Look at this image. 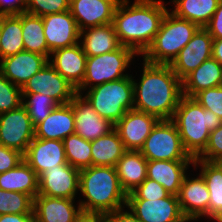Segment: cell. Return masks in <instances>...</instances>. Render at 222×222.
I'll return each mask as SVG.
<instances>
[{"instance_id":"1f68e13d","label":"cell","mask_w":222,"mask_h":222,"mask_svg":"<svg viewBox=\"0 0 222 222\" xmlns=\"http://www.w3.org/2000/svg\"><path fill=\"white\" fill-rule=\"evenodd\" d=\"M21 13L0 15V60L24 50Z\"/></svg>"},{"instance_id":"8d00e7d4","label":"cell","mask_w":222,"mask_h":222,"mask_svg":"<svg viewBox=\"0 0 222 222\" xmlns=\"http://www.w3.org/2000/svg\"><path fill=\"white\" fill-rule=\"evenodd\" d=\"M22 99L21 87L0 73V113L18 108L22 104Z\"/></svg>"},{"instance_id":"52a82bcc","label":"cell","mask_w":222,"mask_h":222,"mask_svg":"<svg viewBox=\"0 0 222 222\" xmlns=\"http://www.w3.org/2000/svg\"><path fill=\"white\" fill-rule=\"evenodd\" d=\"M136 57L139 61V55L126 46H121L113 52L87 57L85 77L76 89L77 93L82 94L86 89L130 76L132 64L134 69L137 62Z\"/></svg>"},{"instance_id":"277c9868","label":"cell","mask_w":222,"mask_h":222,"mask_svg":"<svg viewBox=\"0 0 222 222\" xmlns=\"http://www.w3.org/2000/svg\"><path fill=\"white\" fill-rule=\"evenodd\" d=\"M172 121L177 126L185 150L193 159L205 150L210 132L222 124V119L216 114L186 96L180 98Z\"/></svg>"},{"instance_id":"d4e9b609","label":"cell","mask_w":222,"mask_h":222,"mask_svg":"<svg viewBox=\"0 0 222 222\" xmlns=\"http://www.w3.org/2000/svg\"><path fill=\"white\" fill-rule=\"evenodd\" d=\"M79 43L87 57L113 52L122 46L113 23L89 27L80 31Z\"/></svg>"},{"instance_id":"2e32d148","label":"cell","mask_w":222,"mask_h":222,"mask_svg":"<svg viewBox=\"0 0 222 222\" xmlns=\"http://www.w3.org/2000/svg\"><path fill=\"white\" fill-rule=\"evenodd\" d=\"M42 20L49 58L53 51L79 43L80 30L70 11L48 14Z\"/></svg>"},{"instance_id":"4316f807","label":"cell","mask_w":222,"mask_h":222,"mask_svg":"<svg viewBox=\"0 0 222 222\" xmlns=\"http://www.w3.org/2000/svg\"><path fill=\"white\" fill-rule=\"evenodd\" d=\"M221 76L222 65L210 57L182 80V94L193 98L202 90L218 87Z\"/></svg>"},{"instance_id":"603a6c76","label":"cell","mask_w":222,"mask_h":222,"mask_svg":"<svg viewBox=\"0 0 222 222\" xmlns=\"http://www.w3.org/2000/svg\"><path fill=\"white\" fill-rule=\"evenodd\" d=\"M193 166L194 160H148L147 178L155 180L167 192L177 196L185 176Z\"/></svg>"},{"instance_id":"4dcf8cb0","label":"cell","mask_w":222,"mask_h":222,"mask_svg":"<svg viewBox=\"0 0 222 222\" xmlns=\"http://www.w3.org/2000/svg\"><path fill=\"white\" fill-rule=\"evenodd\" d=\"M126 149L115 129L91 141L92 166L115 167Z\"/></svg>"},{"instance_id":"44dd1931","label":"cell","mask_w":222,"mask_h":222,"mask_svg":"<svg viewBox=\"0 0 222 222\" xmlns=\"http://www.w3.org/2000/svg\"><path fill=\"white\" fill-rule=\"evenodd\" d=\"M80 211L81 207L77 199L39 194L33 198L34 222H74Z\"/></svg>"},{"instance_id":"6da1fadb","label":"cell","mask_w":222,"mask_h":222,"mask_svg":"<svg viewBox=\"0 0 222 222\" xmlns=\"http://www.w3.org/2000/svg\"><path fill=\"white\" fill-rule=\"evenodd\" d=\"M140 59L138 76L132 72L134 110L172 120L182 94V80L170 65L151 64ZM142 60V62H141ZM136 76L137 79H136Z\"/></svg>"},{"instance_id":"f1b7e54d","label":"cell","mask_w":222,"mask_h":222,"mask_svg":"<svg viewBox=\"0 0 222 222\" xmlns=\"http://www.w3.org/2000/svg\"><path fill=\"white\" fill-rule=\"evenodd\" d=\"M0 189L22 192L33 199L38 194V176L36 172L22 160L15 168L0 173Z\"/></svg>"},{"instance_id":"8992f818","label":"cell","mask_w":222,"mask_h":222,"mask_svg":"<svg viewBox=\"0 0 222 222\" xmlns=\"http://www.w3.org/2000/svg\"><path fill=\"white\" fill-rule=\"evenodd\" d=\"M81 95L102 118L114 125L134 109L132 75L86 89Z\"/></svg>"},{"instance_id":"d590c367","label":"cell","mask_w":222,"mask_h":222,"mask_svg":"<svg viewBox=\"0 0 222 222\" xmlns=\"http://www.w3.org/2000/svg\"><path fill=\"white\" fill-rule=\"evenodd\" d=\"M33 214V199L22 192L0 189V215Z\"/></svg>"},{"instance_id":"ba28073f","label":"cell","mask_w":222,"mask_h":222,"mask_svg":"<svg viewBox=\"0 0 222 222\" xmlns=\"http://www.w3.org/2000/svg\"><path fill=\"white\" fill-rule=\"evenodd\" d=\"M139 151L147 160H194L172 120H159Z\"/></svg>"},{"instance_id":"836d02e7","label":"cell","mask_w":222,"mask_h":222,"mask_svg":"<svg viewBox=\"0 0 222 222\" xmlns=\"http://www.w3.org/2000/svg\"><path fill=\"white\" fill-rule=\"evenodd\" d=\"M67 162L81 170L92 166L91 141L72 134L63 140Z\"/></svg>"},{"instance_id":"484cf974","label":"cell","mask_w":222,"mask_h":222,"mask_svg":"<svg viewBox=\"0 0 222 222\" xmlns=\"http://www.w3.org/2000/svg\"><path fill=\"white\" fill-rule=\"evenodd\" d=\"M148 160L140 151L126 150L115 169L120 185L126 194L135 190L147 178Z\"/></svg>"},{"instance_id":"5bb4252c","label":"cell","mask_w":222,"mask_h":222,"mask_svg":"<svg viewBox=\"0 0 222 222\" xmlns=\"http://www.w3.org/2000/svg\"><path fill=\"white\" fill-rule=\"evenodd\" d=\"M213 38L205 28H199L190 42L170 64L174 73L183 80L205 60L212 57Z\"/></svg>"},{"instance_id":"f6af8a7d","label":"cell","mask_w":222,"mask_h":222,"mask_svg":"<svg viewBox=\"0 0 222 222\" xmlns=\"http://www.w3.org/2000/svg\"><path fill=\"white\" fill-rule=\"evenodd\" d=\"M25 12V0H0V15H18Z\"/></svg>"},{"instance_id":"c3c4849f","label":"cell","mask_w":222,"mask_h":222,"mask_svg":"<svg viewBox=\"0 0 222 222\" xmlns=\"http://www.w3.org/2000/svg\"><path fill=\"white\" fill-rule=\"evenodd\" d=\"M212 57L222 65V39H213Z\"/></svg>"},{"instance_id":"b9f144b4","label":"cell","mask_w":222,"mask_h":222,"mask_svg":"<svg viewBox=\"0 0 222 222\" xmlns=\"http://www.w3.org/2000/svg\"><path fill=\"white\" fill-rule=\"evenodd\" d=\"M23 160V154L0 143V173L15 168Z\"/></svg>"},{"instance_id":"cb8c5ba5","label":"cell","mask_w":222,"mask_h":222,"mask_svg":"<svg viewBox=\"0 0 222 222\" xmlns=\"http://www.w3.org/2000/svg\"><path fill=\"white\" fill-rule=\"evenodd\" d=\"M35 138L63 141L75 134V117L70 103L58 104L50 114L34 127Z\"/></svg>"},{"instance_id":"d6a6232c","label":"cell","mask_w":222,"mask_h":222,"mask_svg":"<svg viewBox=\"0 0 222 222\" xmlns=\"http://www.w3.org/2000/svg\"><path fill=\"white\" fill-rule=\"evenodd\" d=\"M21 25L24 50L41 54L49 59L42 17L27 12L21 13Z\"/></svg>"},{"instance_id":"bcb514c9","label":"cell","mask_w":222,"mask_h":222,"mask_svg":"<svg viewBox=\"0 0 222 222\" xmlns=\"http://www.w3.org/2000/svg\"><path fill=\"white\" fill-rule=\"evenodd\" d=\"M74 222H106L105 214L81 210Z\"/></svg>"},{"instance_id":"e575fe53","label":"cell","mask_w":222,"mask_h":222,"mask_svg":"<svg viewBox=\"0 0 222 222\" xmlns=\"http://www.w3.org/2000/svg\"><path fill=\"white\" fill-rule=\"evenodd\" d=\"M22 97V104L26 107L34 127L58 105L53 98L39 93H22Z\"/></svg>"},{"instance_id":"ac0fdd59","label":"cell","mask_w":222,"mask_h":222,"mask_svg":"<svg viewBox=\"0 0 222 222\" xmlns=\"http://www.w3.org/2000/svg\"><path fill=\"white\" fill-rule=\"evenodd\" d=\"M23 160L39 177L45 170L67 164L63 141L33 138Z\"/></svg>"},{"instance_id":"ee69618b","label":"cell","mask_w":222,"mask_h":222,"mask_svg":"<svg viewBox=\"0 0 222 222\" xmlns=\"http://www.w3.org/2000/svg\"><path fill=\"white\" fill-rule=\"evenodd\" d=\"M105 220L106 222H143L127 206L105 214Z\"/></svg>"},{"instance_id":"7c38bea8","label":"cell","mask_w":222,"mask_h":222,"mask_svg":"<svg viewBox=\"0 0 222 222\" xmlns=\"http://www.w3.org/2000/svg\"><path fill=\"white\" fill-rule=\"evenodd\" d=\"M126 206L143 222H189L176 195L162 199H127Z\"/></svg>"},{"instance_id":"ab89813d","label":"cell","mask_w":222,"mask_h":222,"mask_svg":"<svg viewBox=\"0 0 222 222\" xmlns=\"http://www.w3.org/2000/svg\"><path fill=\"white\" fill-rule=\"evenodd\" d=\"M206 110L222 119V87H214L198 92L193 97Z\"/></svg>"},{"instance_id":"9a60e30c","label":"cell","mask_w":222,"mask_h":222,"mask_svg":"<svg viewBox=\"0 0 222 222\" xmlns=\"http://www.w3.org/2000/svg\"><path fill=\"white\" fill-rule=\"evenodd\" d=\"M159 119L151 114L129 110L114 125L126 150L139 151Z\"/></svg>"},{"instance_id":"681fc988","label":"cell","mask_w":222,"mask_h":222,"mask_svg":"<svg viewBox=\"0 0 222 222\" xmlns=\"http://www.w3.org/2000/svg\"><path fill=\"white\" fill-rule=\"evenodd\" d=\"M222 222V211H220L218 214H216L210 222Z\"/></svg>"},{"instance_id":"816d5d0a","label":"cell","mask_w":222,"mask_h":222,"mask_svg":"<svg viewBox=\"0 0 222 222\" xmlns=\"http://www.w3.org/2000/svg\"><path fill=\"white\" fill-rule=\"evenodd\" d=\"M222 167V160L217 162Z\"/></svg>"},{"instance_id":"5b68a950","label":"cell","mask_w":222,"mask_h":222,"mask_svg":"<svg viewBox=\"0 0 222 222\" xmlns=\"http://www.w3.org/2000/svg\"><path fill=\"white\" fill-rule=\"evenodd\" d=\"M199 28L168 10L151 45L140 57L147 63L170 65Z\"/></svg>"},{"instance_id":"8fae6325","label":"cell","mask_w":222,"mask_h":222,"mask_svg":"<svg viewBox=\"0 0 222 222\" xmlns=\"http://www.w3.org/2000/svg\"><path fill=\"white\" fill-rule=\"evenodd\" d=\"M80 170L69 163L45 170L38 177V194L78 199ZM77 197V198H76Z\"/></svg>"},{"instance_id":"d6986e66","label":"cell","mask_w":222,"mask_h":222,"mask_svg":"<svg viewBox=\"0 0 222 222\" xmlns=\"http://www.w3.org/2000/svg\"><path fill=\"white\" fill-rule=\"evenodd\" d=\"M49 59L26 50L0 60V73L16 86L23 87L27 81L47 65Z\"/></svg>"},{"instance_id":"7402d4cb","label":"cell","mask_w":222,"mask_h":222,"mask_svg":"<svg viewBox=\"0 0 222 222\" xmlns=\"http://www.w3.org/2000/svg\"><path fill=\"white\" fill-rule=\"evenodd\" d=\"M87 56L80 43L53 51L49 63L76 89L82 84L86 73Z\"/></svg>"},{"instance_id":"7a4b0ae2","label":"cell","mask_w":222,"mask_h":222,"mask_svg":"<svg viewBox=\"0 0 222 222\" xmlns=\"http://www.w3.org/2000/svg\"><path fill=\"white\" fill-rule=\"evenodd\" d=\"M120 0L113 26L122 46L141 56L151 45L161 22L169 10L165 0Z\"/></svg>"},{"instance_id":"9c48e42d","label":"cell","mask_w":222,"mask_h":222,"mask_svg":"<svg viewBox=\"0 0 222 222\" xmlns=\"http://www.w3.org/2000/svg\"><path fill=\"white\" fill-rule=\"evenodd\" d=\"M34 137V126L23 104L0 113V143L3 146L24 155Z\"/></svg>"},{"instance_id":"f35d334b","label":"cell","mask_w":222,"mask_h":222,"mask_svg":"<svg viewBox=\"0 0 222 222\" xmlns=\"http://www.w3.org/2000/svg\"><path fill=\"white\" fill-rule=\"evenodd\" d=\"M169 195L170 193L161 184L146 178L135 190L127 194V199H162Z\"/></svg>"},{"instance_id":"e0dca14e","label":"cell","mask_w":222,"mask_h":222,"mask_svg":"<svg viewBox=\"0 0 222 222\" xmlns=\"http://www.w3.org/2000/svg\"><path fill=\"white\" fill-rule=\"evenodd\" d=\"M70 105L75 117V134L83 139L93 141L114 129V124L102 118L81 94L77 93Z\"/></svg>"},{"instance_id":"ffe728a7","label":"cell","mask_w":222,"mask_h":222,"mask_svg":"<svg viewBox=\"0 0 222 222\" xmlns=\"http://www.w3.org/2000/svg\"><path fill=\"white\" fill-rule=\"evenodd\" d=\"M119 2L120 0H70L69 11L82 31L89 27L113 23Z\"/></svg>"},{"instance_id":"83f0119b","label":"cell","mask_w":222,"mask_h":222,"mask_svg":"<svg viewBox=\"0 0 222 222\" xmlns=\"http://www.w3.org/2000/svg\"><path fill=\"white\" fill-rule=\"evenodd\" d=\"M220 0H169V11L176 17L204 28L211 20Z\"/></svg>"},{"instance_id":"74e56055","label":"cell","mask_w":222,"mask_h":222,"mask_svg":"<svg viewBox=\"0 0 222 222\" xmlns=\"http://www.w3.org/2000/svg\"><path fill=\"white\" fill-rule=\"evenodd\" d=\"M70 0H25V12L43 17L69 11Z\"/></svg>"},{"instance_id":"7bdbcfd3","label":"cell","mask_w":222,"mask_h":222,"mask_svg":"<svg viewBox=\"0 0 222 222\" xmlns=\"http://www.w3.org/2000/svg\"><path fill=\"white\" fill-rule=\"evenodd\" d=\"M213 39H222V0L209 23L204 27Z\"/></svg>"},{"instance_id":"3957f363","label":"cell","mask_w":222,"mask_h":222,"mask_svg":"<svg viewBox=\"0 0 222 222\" xmlns=\"http://www.w3.org/2000/svg\"><path fill=\"white\" fill-rule=\"evenodd\" d=\"M77 200L83 211L107 214L125 207L127 194L115 167L90 166L80 170Z\"/></svg>"},{"instance_id":"30bf717a","label":"cell","mask_w":222,"mask_h":222,"mask_svg":"<svg viewBox=\"0 0 222 222\" xmlns=\"http://www.w3.org/2000/svg\"><path fill=\"white\" fill-rule=\"evenodd\" d=\"M195 172L193 168L185 176L177 195L181 210L189 222L209 220V190L198 170Z\"/></svg>"},{"instance_id":"7dc6e473","label":"cell","mask_w":222,"mask_h":222,"mask_svg":"<svg viewBox=\"0 0 222 222\" xmlns=\"http://www.w3.org/2000/svg\"><path fill=\"white\" fill-rule=\"evenodd\" d=\"M0 222H34V214H2Z\"/></svg>"},{"instance_id":"4fadbf2b","label":"cell","mask_w":222,"mask_h":222,"mask_svg":"<svg viewBox=\"0 0 222 222\" xmlns=\"http://www.w3.org/2000/svg\"><path fill=\"white\" fill-rule=\"evenodd\" d=\"M22 93H39L53 98L58 104L70 103L77 94L73 87L48 62L21 88Z\"/></svg>"},{"instance_id":"f546056e","label":"cell","mask_w":222,"mask_h":222,"mask_svg":"<svg viewBox=\"0 0 222 222\" xmlns=\"http://www.w3.org/2000/svg\"><path fill=\"white\" fill-rule=\"evenodd\" d=\"M194 170H199L209 190V221L222 211V167L217 162L194 159Z\"/></svg>"},{"instance_id":"f907efd6","label":"cell","mask_w":222,"mask_h":222,"mask_svg":"<svg viewBox=\"0 0 222 222\" xmlns=\"http://www.w3.org/2000/svg\"><path fill=\"white\" fill-rule=\"evenodd\" d=\"M219 86L222 87V76H221V80H220Z\"/></svg>"},{"instance_id":"60d3db41","label":"cell","mask_w":222,"mask_h":222,"mask_svg":"<svg viewBox=\"0 0 222 222\" xmlns=\"http://www.w3.org/2000/svg\"><path fill=\"white\" fill-rule=\"evenodd\" d=\"M195 159L209 162H218L222 160V124L210 132L205 150Z\"/></svg>"}]
</instances>
